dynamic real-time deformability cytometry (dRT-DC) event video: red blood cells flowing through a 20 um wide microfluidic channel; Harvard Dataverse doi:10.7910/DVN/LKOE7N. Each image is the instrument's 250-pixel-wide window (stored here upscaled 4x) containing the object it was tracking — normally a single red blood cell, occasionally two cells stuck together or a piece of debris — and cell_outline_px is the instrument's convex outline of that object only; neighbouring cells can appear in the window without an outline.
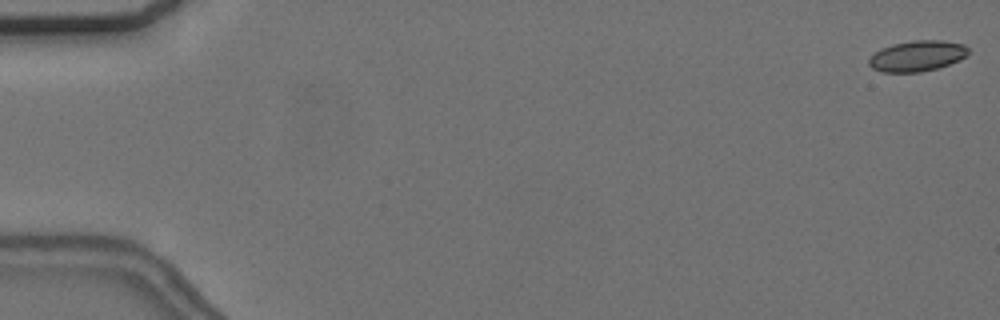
{"species": "common noctule bat (a hibernating species)", "species_latin": "Nyctalus noctula", "temperature_condition": "cold", "stored_images_in_passage": 56, "camera_frame_rate_fps": 3000, "um_per_image_px": 0.085, "animal": {"sex": "female", "body_mass_g": 24.6, "forearm_length_mm": 56.2}, "frame": {"image": 1, "passage_image": 1, "time_ms": 0.0, "image_size_px": [1000, 320], "cell_outline_px": [[968, 52], [960, 60], [936, 68], [920, 72], [884, 72], [872, 68], [868, 64], [868, 60], [880, 48], [892, 44], [912, 40], [944, 40], [964, 44], [968, 48]], "centroid_in_image_um": [77.95, 4.74], "position_along_channel_um": 7.1, "area_um2": 17.74}}
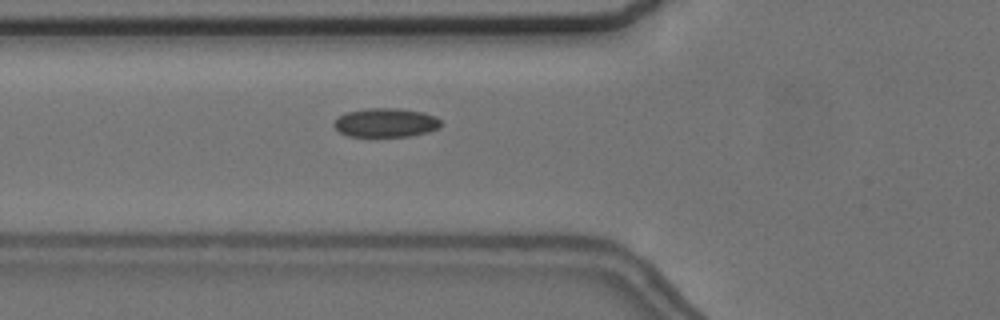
{"frame": {"image": 2, "passage_image": 21, "time_ms": 6.667, "image_size_px": [1000, 320], "cell_outline_px": [[444, 124], [440, 128], [428, 132], [408, 136], [348, 136], [340, 132], [332, 124], [340, 116], [348, 112], [368, 108], [396, 108], [424, 112], [436, 116]], "centroid_in_image_um": [32.85, 10.42], "position_along_channel_um": 93.0, "area_um2": 18.03}}
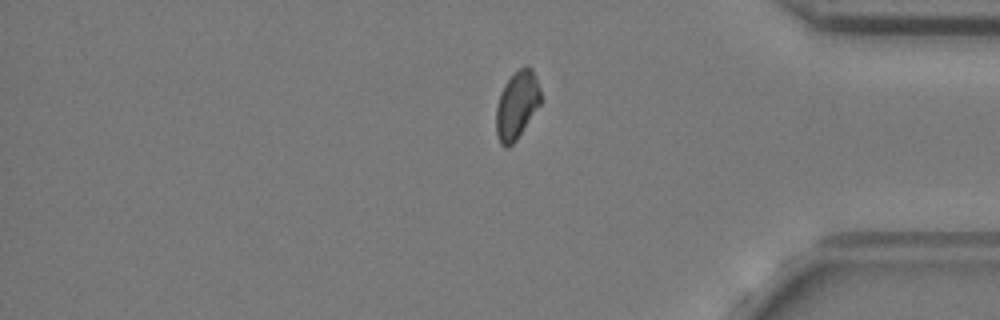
{"frame": {"image": 3, "passage_image": 47, "time_ms": 15.333, "image_size_px": [1000, 320], "cell_outline_px": [[540, 104], [516, 140], [508, 148], [504, 148], [500, 144], [496, 132], [496, 108], [500, 92], [504, 84], [520, 68], [528, 64], [532, 68], [536, 76], [540, 88]], "centroid_in_image_um": [43.92, 8.93], "position_along_channel_um": 391.3, "area_um2": 17.57}, "authors_computed_cell_mechanics": {"area_um2": 17.9469, "velocity_mm_per_s": 3.6816, "shape_relaxation_time_tau1_ms": 2.3509, "shape_relaxation_time_tau2_ms": 3.5632, "deformation_change_tau1": 0.0511, "deformation_change_tau2": 0.0855}}